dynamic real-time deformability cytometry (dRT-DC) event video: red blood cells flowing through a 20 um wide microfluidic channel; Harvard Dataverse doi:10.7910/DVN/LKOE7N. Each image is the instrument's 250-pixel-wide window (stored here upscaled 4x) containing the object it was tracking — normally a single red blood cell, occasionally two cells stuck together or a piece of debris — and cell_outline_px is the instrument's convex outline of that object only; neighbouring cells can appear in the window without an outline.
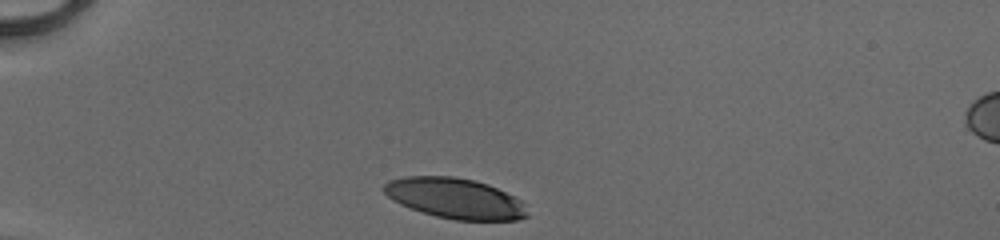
{"species": "human", "species_latin": "Homo sapiens", "temperature_condition": "cold", "stored_images_in_passage": 30, "camera_frame_rate_fps": 3000, "um_per_image_px": 0.085, "donor": {"sex": "male"}, "frame": {"image": 1, "passage_image": 1, "time_ms": 0.0, "image_size_px": [1000, 240], "cell_outline_px": [[528, 216], [516, 220], [456, 220], [436, 216], [400, 204], [392, 200], [380, 188], [388, 180], [404, 176], [452, 176], [476, 180], [488, 184], [516, 196], [524, 204], [528, 212]], "centroid_in_image_um": [38.68, 16.84], "position_along_channel_um": 46.3, "area_um2": 33.99}}
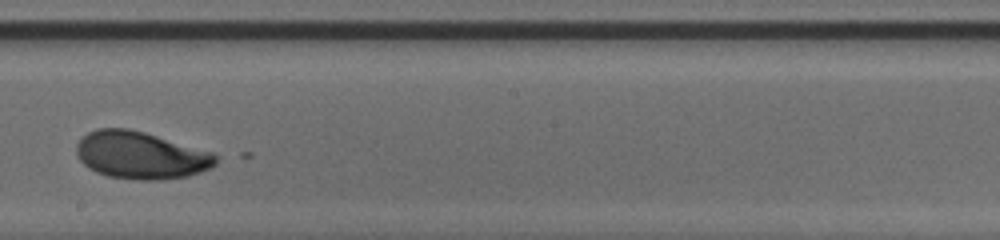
{"frame": {"image": 2, "passage_image": 18, "time_ms": 5.667, "image_size_px": [1000, 240], "cell_outline_px": [[220, 156], [216, 164], [212, 168], [188, 176], [160, 180], [140, 180], [108, 176], [96, 172], [88, 168], [80, 160], [76, 152], [76, 144], [88, 132], [96, 128], [128, 128], [144, 132], [212, 152]], "centroid_in_image_um": [11.98, 13.2], "position_along_channel_um": 236.2, "area_um2": 38.55}}
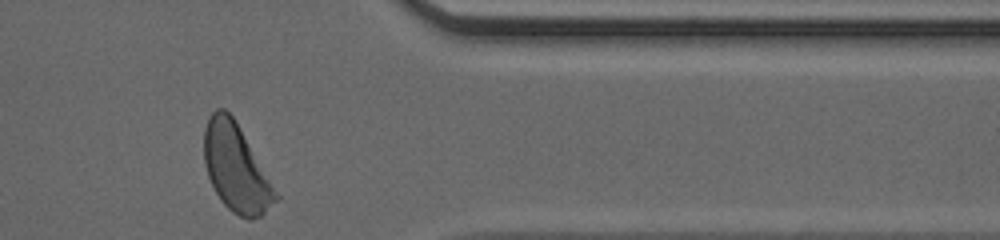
{"frame": {"image": 3, "passage_image": 30, "time_ms": 9.667, "image_size_px": [1000, 240], "cell_outline_px": [[280, 196], [260, 216], [252, 220], [248, 220], [232, 212], [220, 200], [208, 176], [204, 164], [204, 128], [208, 116], [216, 108], [224, 108], [232, 116]], "centroid_in_image_um": [20.03, 14.28], "position_along_channel_um": 391.4, "area_um2": 35.95}, "authors_computed_cell_mechanics": {"area_um2": 36.9053, "velocity_mm_per_s": 4.1075, "shape_relaxation_time_tau1_ms": 2.8708, "shape_relaxation_time_tau2_ms": 2.8846, "deformation_change_tau1": 0.143, "deformation_change_tau2": 0.0831}}